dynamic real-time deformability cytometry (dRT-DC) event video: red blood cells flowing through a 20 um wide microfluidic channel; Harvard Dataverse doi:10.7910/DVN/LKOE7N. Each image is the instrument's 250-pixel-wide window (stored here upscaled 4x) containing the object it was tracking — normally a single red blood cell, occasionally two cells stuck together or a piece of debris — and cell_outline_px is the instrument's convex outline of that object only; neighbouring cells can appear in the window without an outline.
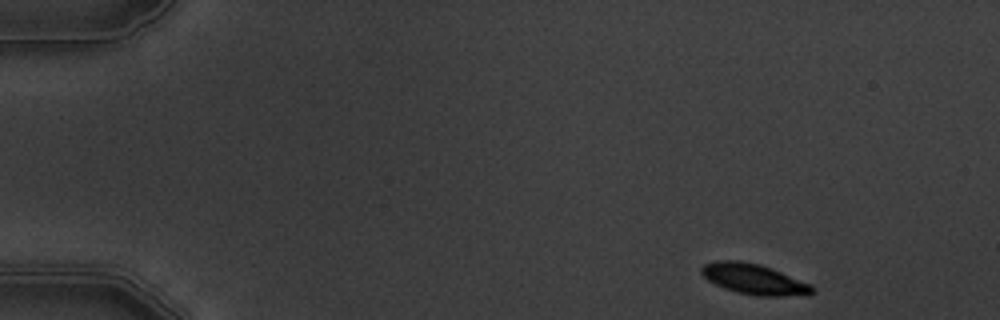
{"species": "common noctule bat (a hibernating species)", "species_latin": "Nyctalus noctula", "temperature_condition": "warm", "stored_images_in_passage": 4, "camera_frame_rate_fps": 3000, "um_per_image_px": 0.085, "animal": {"sex": "male", "body_mass_g": 19.5, "forearm_length_mm": 54.6}, "frame": {"image": 1, "passage_image": 1, "time_ms": 0.0, "image_size_px": [1000, 320], "cell_outline_px": [[816, 292], [808, 296], [756, 296], [736, 292], [724, 288], [708, 280], [700, 272], [700, 268], [704, 264], [716, 260], [740, 260], [760, 264], [772, 268], [812, 284], [816, 288]], "centroid_in_image_um": [64.16, 23.74], "position_along_channel_um": 20.8, "area_um2": 20.17}}
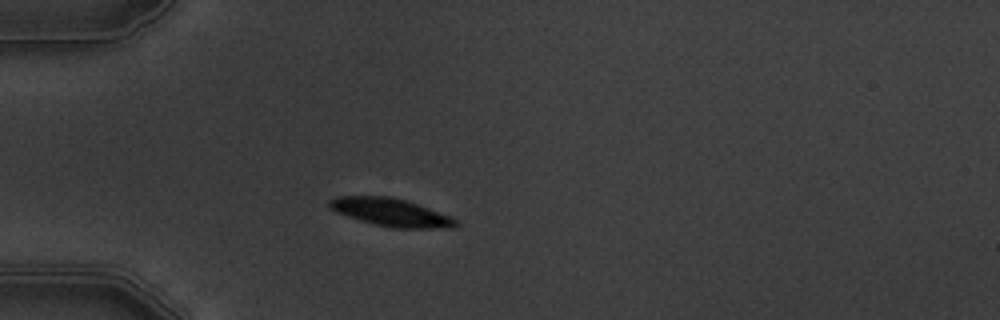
{"frame": {"image": 2, "passage_image": 4, "time_ms": 3.333, "image_size_px": [1000, 320], "cell_outline_px": [[460, 224], [452, 228], [392, 228], [360, 220], [336, 212], [328, 204], [328, 200], [336, 196], [392, 196], [428, 208], [448, 216], [456, 220]], "centroid_in_image_um": [33.2, 18.04], "position_along_channel_um": 51.8, "area_um2": 20.23}}